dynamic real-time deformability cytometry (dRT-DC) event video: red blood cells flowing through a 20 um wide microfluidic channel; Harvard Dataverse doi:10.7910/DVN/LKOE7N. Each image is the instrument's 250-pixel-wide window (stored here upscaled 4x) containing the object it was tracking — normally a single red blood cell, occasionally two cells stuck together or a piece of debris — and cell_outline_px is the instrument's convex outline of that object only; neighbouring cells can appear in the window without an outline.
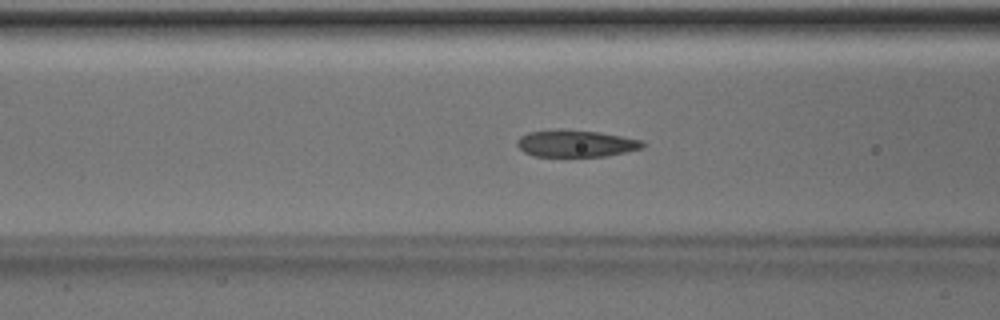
{"species": "Egyptian fruit bat (a non-hibernating species)", "species_latin": "Rousettus aegyptiacus", "temperature_condition": "room temperature", "stored_images_in_passage": 51, "camera_frame_rate_fps": 3000, "um_per_image_px": 0.085, "animal": {"sex": "male"}, "frame": {"image": 1, "passage_image": 20, "time_ms": 6.333, "image_size_px": [1000, 320], "cell_outline_px": [[644, 148], [604, 156], [532, 156], [524, 152], [516, 144], [516, 140], [520, 136], [528, 132], [556, 128], [564, 128], [600, 132], [644, 140]], "centroid_in_image_um": [48.92, 12.17], "position_along_channel_um": 117.7, "area_um2": 20.06}}
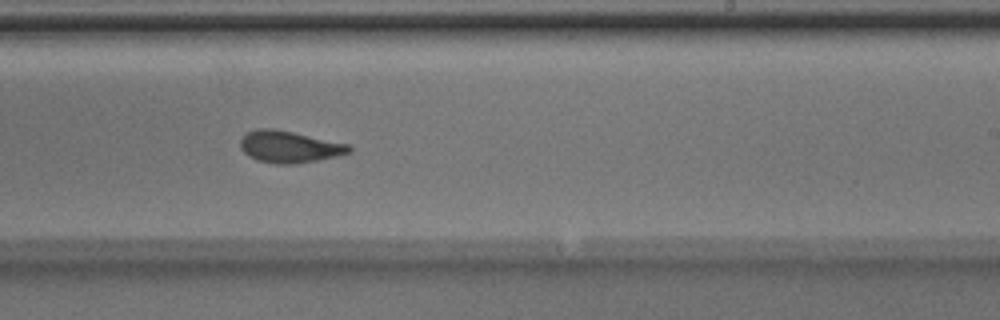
{"frame": {"image": 2, "passage_image": 31, "time_ms": 10.0, "image_size_px": [1000, 320], "cell_outline_px": [[352, 152], [336, 156], [316, 160], [292, 164], [276, 164], [256, 160], [248, 156], [240, 148], [240, 140], [248, 132], [256, 128], [272, 128], [292, 132], [348, 144], [352, 148]], "centroid_in_image_um": [24.56, 12.48], "position_along_channel_um": 264.4, "area_um2": 20.0}}
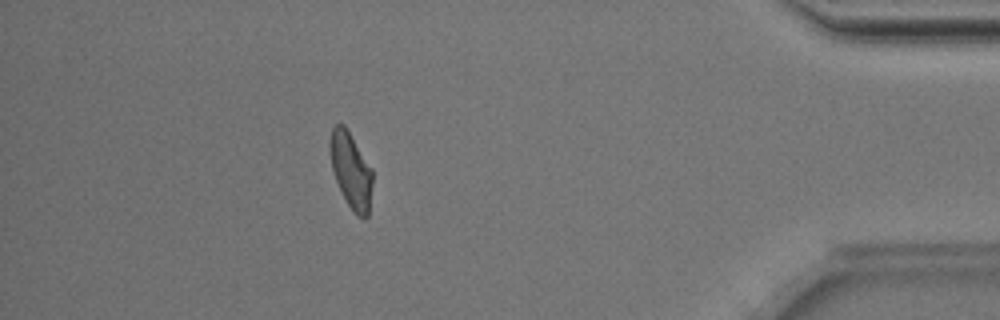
{"frame": {"image": 3, "passage_image": 45, "time_ms": 14.667, "image_size_px": [1000, 320], "cell_outline_px": [[372, 184], [368, 216], [364, 220], [356, 216], [352, 212], [336, 180], [332, 168], [328, 148], [328, 144], [332, 128], [336, 124], [344, 124], [372, 168]], "centroid_in_image_um": [29.82, 14.49], "position_along_channel_um": 405.4, "area_um2": 18.84}, "authors_computed_cell_mechanics": {"area_um2": 19.9988, "velocity_mm_per_s": 4.0093, "shape_relaxation_time_tau1_ms": 2.3351, "shape_relaxation_time_tau2_ms": 1.2641, "deformation_change_tau1": 0.1301, "deformation_change_tau2": 0.085}}